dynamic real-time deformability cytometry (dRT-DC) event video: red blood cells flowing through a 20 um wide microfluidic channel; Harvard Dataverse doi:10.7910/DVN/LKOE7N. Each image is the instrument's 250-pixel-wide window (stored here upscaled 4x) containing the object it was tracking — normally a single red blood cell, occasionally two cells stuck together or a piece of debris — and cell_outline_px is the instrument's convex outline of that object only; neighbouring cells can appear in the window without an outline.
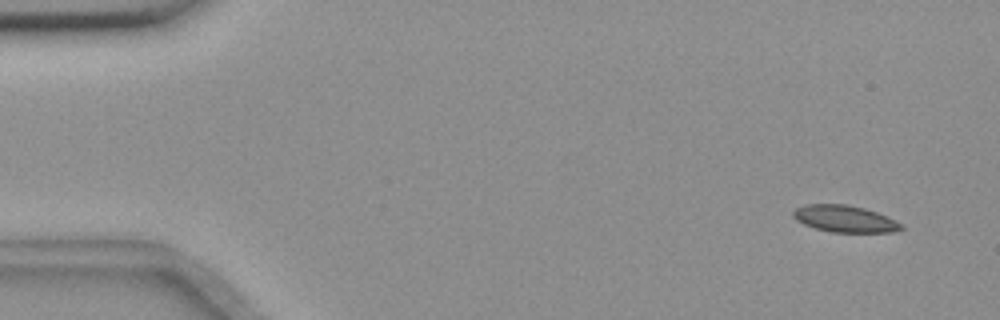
{"species": "common noctule bat (a hibernating species)", "species_latin": "Nyctalus noctula", "temperature_condition": "room temperature", "stored_images_in_passage": 57, "camera_frame_rate_fps": 3000, "um_per_image_px": 0.085, "animal": {"sex": "female", "body_mass_g": 18.4}, "frame": {"image": 1, "passage_image": 4, "time_ms": 1.0, "image_size_px": [1000, 320], "cell_outline_px": [[904, 228], [892, 232], [832, 232], [816, 228], [804, 224], [796, 220], [792, 216], [792, 212], [796, 208], [804, 204], [844, 204], [864, 208], [876, 212], [904, 224]], "centroid_in_image_um": [71.79, 18.59], "position_along_channel_um": 13.2, "area_um2": 16.82}}
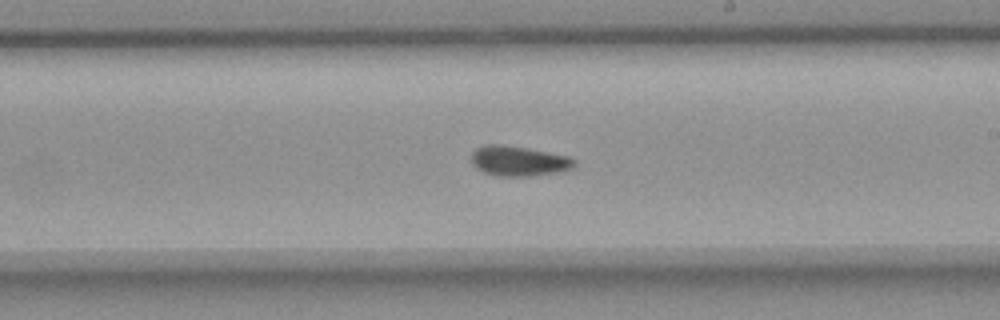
{"frame": {"image": 2, "passage_image": 33, "time_ms": 10.667, "image_size_px": [1000, 320], "cell_outline_px": [[576, 164], [572, 168], [564, 172], [528, 176], [500, 176], [484, 172], [476, 168], [472, 164], [472, 152], [476, 148], [484, 144], [504, 144], [528, 148], [568, 156], [576, 160]], "centroid_in_image_um": [44.11, 13.68], "position_along_channel_um": 244.9, "area_um2": 18.26}}
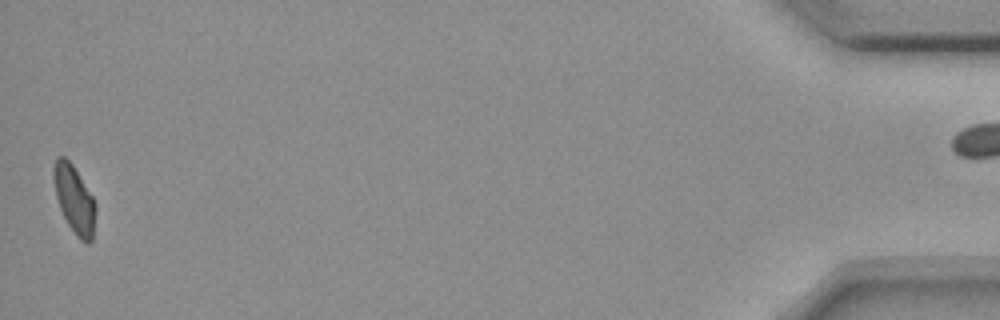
{"frame": {"image": 3, "passage_image": 56, "time_ms": 18.333, "image_size_px": [1000, 320], "cell_outline_px": [[96, 208], [92, 240], [88, 244], [80, 240], [76, 236], [68, 224], [60, 208], [56, 196], [52, 176], [52, 168], [56, 156], [64, 156], [72, 164], [92, 196], [96, 204]], "centroid_in_image_um": [6.3, 16.93], "position_along_channel_um": 428.9, "area_um2": 16.59}, "authors_computed_cell_mechanics": {"area_um2": 17.34, "velocity_mm_per_s": 3.6157, "shape_relaxation_time_tau1_ms": null, "shape_relaxation_time_tau2_ms": 2.7897, "deformation_change_tau1": null, "deformation_change_tau2": 0.0668}}